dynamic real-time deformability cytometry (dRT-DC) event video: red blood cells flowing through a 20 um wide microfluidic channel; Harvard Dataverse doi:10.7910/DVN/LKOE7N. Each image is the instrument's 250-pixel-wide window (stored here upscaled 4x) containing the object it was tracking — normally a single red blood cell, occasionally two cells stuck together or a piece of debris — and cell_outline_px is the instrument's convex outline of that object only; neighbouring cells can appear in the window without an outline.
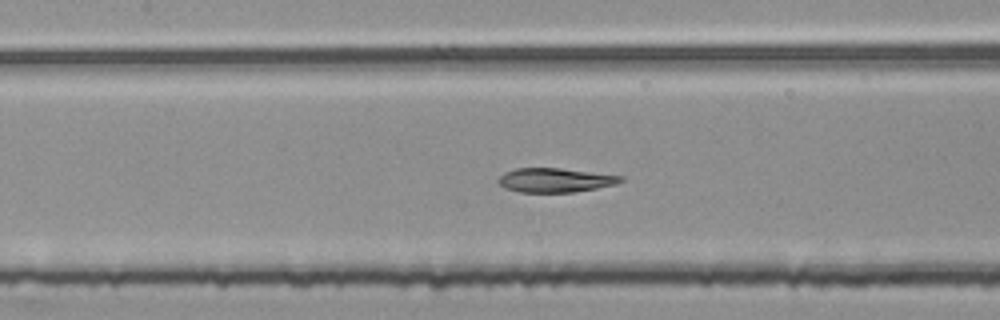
{"species": "common noctule bat (a hibernating species)", "species_latin": "Nyctalus noctula", "temperature_condition": "room temperature", "stored_images_in_passage": 53, "segment_of_instrument_passage": [2, 2], "camera_frame_rate_fps": 3000, "um_per_image_px": 0.085, "animal": {"sex": "female", "body_mass_g": 25.1}, "frame": {"image": 1, "passage_image": 25, "time_ms": 8.0, "image_size_px": [1000, 320], "cell_outline_px": [[624, 180], [616, 184], [576, 192], [520, 192], [504, 188], [496, 180], [504, 172], [516, 168], [560, 168], [624, 176]], "centroid_in_image_um": [47.18, 15.31], "position_along_channel_um": 160.2, "area_um2": 17.28}}
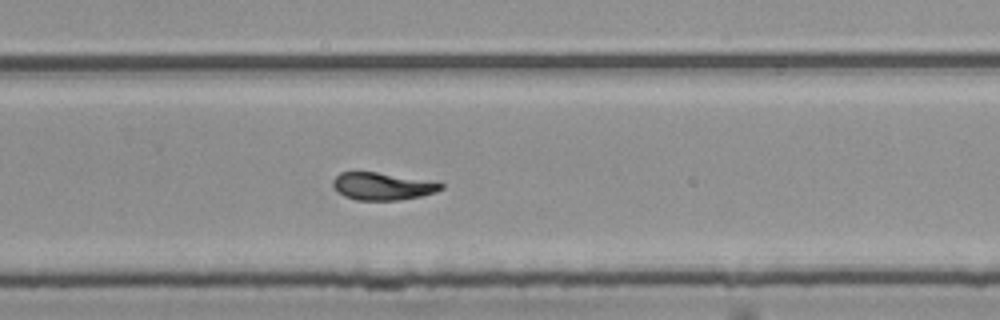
{"frame": {"image": 2, "passage_image": 36, "time_ms": 11.667, "image_size_px": [1000, 320], "cell_outline_px": [[444, 188], [436, 192], [420, 196], [400, 200], [356, 200], [344, 196], [332, 184], [332, 180], [340, 172], [376, 172], [436, 180], [444, 184]], "centroid_in_image_um": [32.59, 15.82], "position_along_channel_um": 297.2, "area_um2": 17.51}}
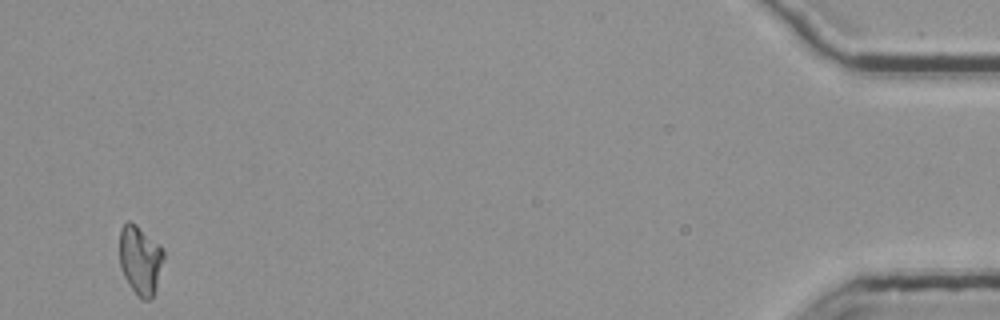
{"frame": {"image": 3, "passage_image": 53, "time_ms": 17.333, "image_size_px": [1000, 320], "cell_outline_px": [[164, 256], [156, 288], [152, 296], [148, 300], [140, 300], [136, 296], [128, 284], [120, 268], [120, 228], [128, 220], [136, 224], [160, 244], [164, 248]], "centroid_in_image_um": [11.92, 22.1], "position_along_channel_um": 423.3, "area_um2": 17.98}}